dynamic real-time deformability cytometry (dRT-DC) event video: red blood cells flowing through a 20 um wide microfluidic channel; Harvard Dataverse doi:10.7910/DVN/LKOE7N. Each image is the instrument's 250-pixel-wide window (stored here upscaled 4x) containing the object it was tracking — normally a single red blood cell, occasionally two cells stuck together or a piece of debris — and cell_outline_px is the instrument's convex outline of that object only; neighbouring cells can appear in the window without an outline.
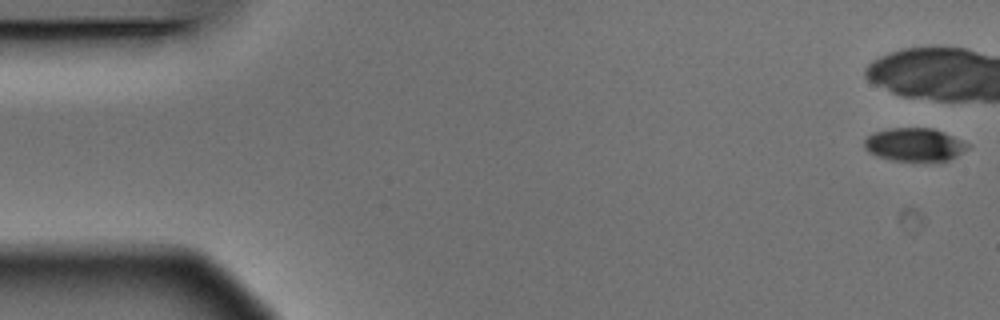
{"species": "Egyptian fruit bat (a non-hibernating species)", "species_latin": "Rousettus aegyptiacus", "temperature_condition": "warm", "stored_images_in_passage": 9, "camera_frame_rate_fps": 3000, "um_per_image_px": 0.085, "animal": {"sex": "male"}, "frame": {"image": 1, "passage_image": 1, "time_ms": 0.0, "image_size_px": [1000, 320], "cell_outline_px": [[972, 144], [968, 148], [956, 156], [948, 160], [892, 160], [876, 156], [868, 152], [864, 148], [864, 140], [868, 136], [876, 132], [888, 128], [932, 128], [944, 132]], "centroid_in_image_um": [77.73, 12.28], "position_along_channel_um": 7.3, "area_um2": 19.88}}
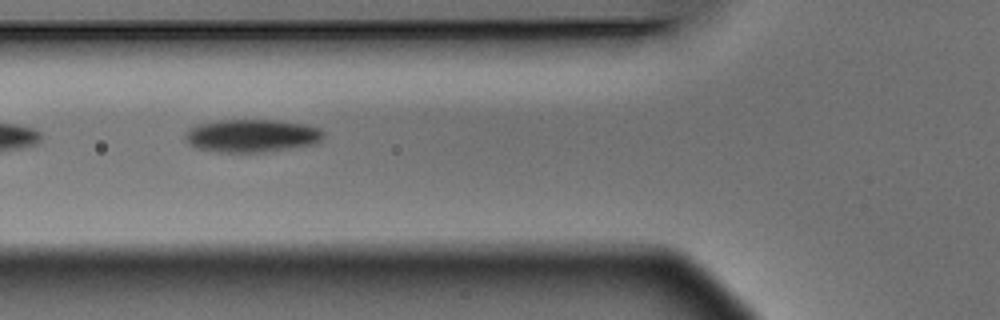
{"frame": {"image": 2, "passage_image": 8, "time_ms": 2.333, "image_size_px": [1000, 320], "cell_outline_px": [[324, 136], [320, 144], [264, 152], [216, 152], [196, 148], [188, 144], [184, 140], [184, 132], [188, 128], [200, 124], [220, 120], [280, 120], [308, 124], [320, 128], [324, 132]], "centroid_in_image_um": [21.44, 11.54], "position_along_channel_um": 104.4, "area_um2": 27.17}}
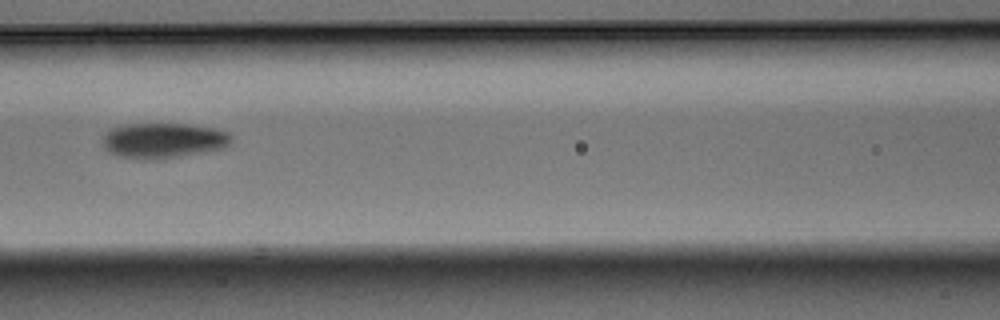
{"frame": {"image": 3, "passage_image": 9, "time_ms": 2.667, "image_size_px": [1000, 320], "cell_outline_px": [[232, 140], [228, 148], [156, 160], [144, 160], [120, 156], [108, 152], [104, 148], [104, 136], [112, 128], [128, 124], [184, 124], [212, 128], [228, 132], [232, 136]], "centroid_in_image_um": [13.93, 11.96], "position_along_channel_um": 152.7, "area_um2": 26.47}}